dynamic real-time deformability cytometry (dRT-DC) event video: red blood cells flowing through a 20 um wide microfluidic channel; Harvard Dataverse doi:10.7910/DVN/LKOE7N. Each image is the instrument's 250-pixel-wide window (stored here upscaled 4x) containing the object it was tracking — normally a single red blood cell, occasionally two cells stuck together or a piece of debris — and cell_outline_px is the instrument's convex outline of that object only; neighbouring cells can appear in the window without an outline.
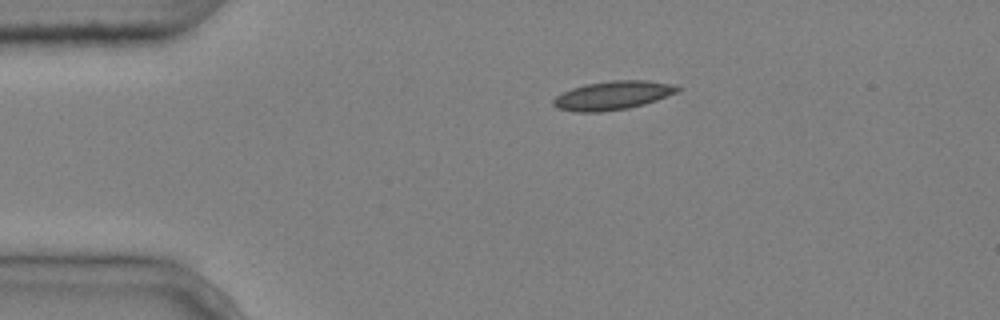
{"species": "common noctule bat (a hibernating species)", "species_latin": "Nyctalus noctula", "temperature_condition": "cold", "stored_images_in_passage": 4, "camera_frame_rate_fps": 3000, "um_per_image_px": 0.085, "animal": {"sex": "male", "body_mass_g": 20.4}, "frame": {"image": 1, "passage_image": 1, "time_ms": 0.0, "image_size_px": [1000, 320], "cell_outline_px": [[684, 88], [676, 92], [656, 100], [644, 104], [628, 108], [600, 112], [576, 112], [556, 108], [552, 104], [552, 100], [556, 96], [572, 88], [584, 84], [612, 80], [644, 80], [676, 84]], "centroid_in_image_um": [52.09, 8.1], "position_along_channel_um": 32.9, "area_um2": 20.87}}
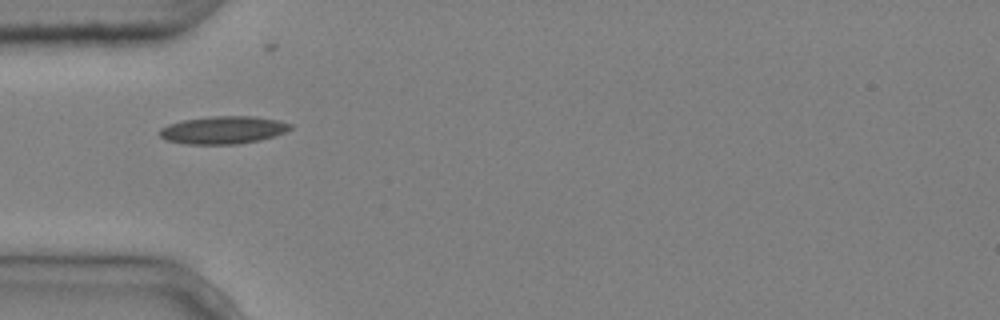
{"frame": {"image": 2, "passage_image": 2, "time_ms": 0.333, "image_size_px": [1000, 320], "cell_outline_px": [[292, 128], [284, 132], [260, 140], [236, 144], [184, 144], [164, 140], [160, 136], [160, 128], [168, 124], [180, 120], [212, 116], [252, 116], [276, 120], [292, 124]], "centroid_in_image_um": [18.91, 11.05], "position_along_channel_um": 66.1, "area_um2": 21.1}}